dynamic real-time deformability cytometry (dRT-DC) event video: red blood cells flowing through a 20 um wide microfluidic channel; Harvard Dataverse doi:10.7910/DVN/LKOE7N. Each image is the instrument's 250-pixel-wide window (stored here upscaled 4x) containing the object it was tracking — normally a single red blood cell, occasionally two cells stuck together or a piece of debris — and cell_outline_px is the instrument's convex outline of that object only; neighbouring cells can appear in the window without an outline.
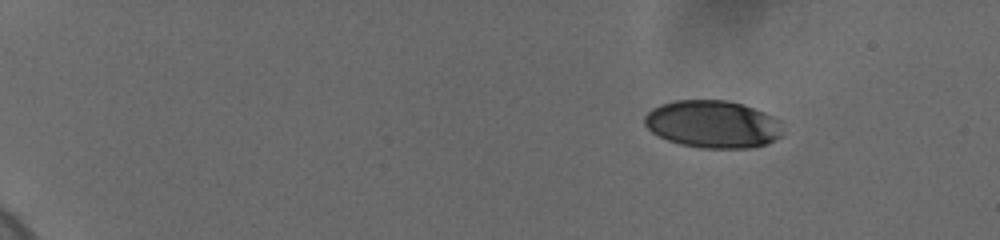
{"species": "human", "species_latin": "Homo sapiens", "temperature_condition": "cold", "stored_images_in_passage": 28, "camera_frame_rate_fps": 3000, "um_per_image_px": 0.085, "donor": {"sex": "female"}, "frame": {"image": 1, "passage_image": 1, "time_ms": 0.0, "image_size_px": [1000, 240], "cell_outline_px": [[780, 136], [764, 144], [748, 148], [700, 148], [680, 144], [668, 140], [652, 132], [644, 124], [644, 116], [652, 108], [660, 104], [676, 100], [728, 100], [764, 112], [772, 116], [780, 132]], "centroid_in_image_um": [60.49, 10.55], "position_along_channel_um": 24.5, "area_um2": 37.63}}
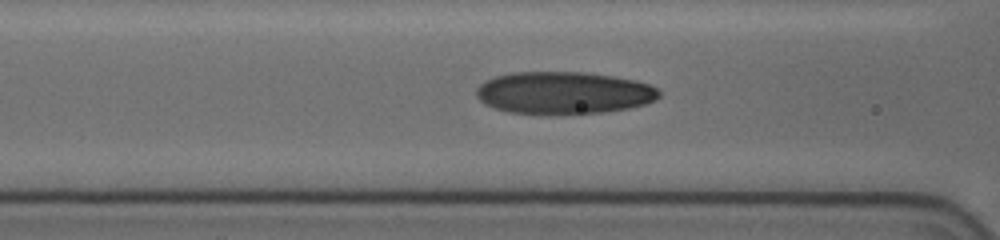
{"frame": {"image": 2, "passage_image": 16, "time_ms": 6.333, "image_size_px": [1000, 240], "cell_outline_px": [[660, 96], [644, 104], [628, 108], [600, 112], [508, 112], [484, 104], [476, 96], [476, 88], [484, 80], [496, 76], [512, 72], [584, 72], [612, 76], [636, 80], [648, 84], [656, 88], [660, 92]], "centroid_in_image_um": [47.88, 7.85], "position_along_channel_um": 118.7, "area_um2": 44.22}}
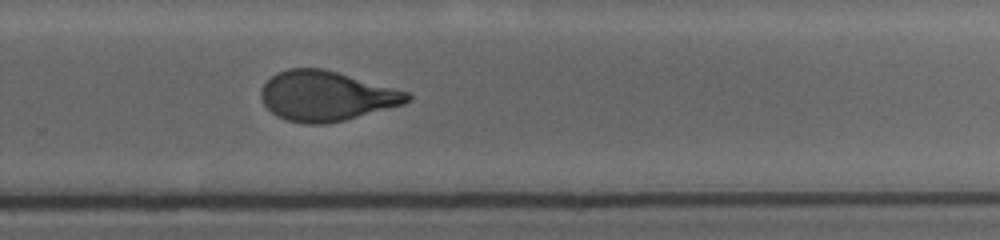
{"frame": {"image": 3, "passage_image": 28, "time_ms": 11.333, "image_size_px": [1000, 240], "cell_outline_px": [[412, 96], [404, 104], [344, 120], [324, 124], [304, 124], [288, 120], [276, 116], [260, 100], [260, 92], [264, 84], [276, 72], [288, 68], [324, 68], [408, 92]], "centroid_in_image_um": [27.69, 8.15], "position_along_channel_um": 302.1, "area_um2": 42.37}}